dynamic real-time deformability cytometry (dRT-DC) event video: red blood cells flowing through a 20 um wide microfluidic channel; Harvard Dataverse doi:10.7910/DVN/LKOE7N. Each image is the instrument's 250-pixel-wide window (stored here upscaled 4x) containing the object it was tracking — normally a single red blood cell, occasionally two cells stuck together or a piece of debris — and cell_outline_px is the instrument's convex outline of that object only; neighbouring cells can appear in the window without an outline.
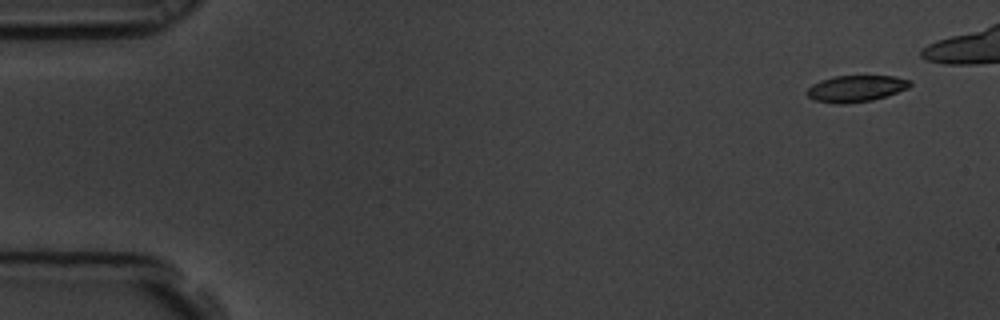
{"species": "common noctule bat (a hibernating species)", "species_latin": "Nyctalus noctula", "temperature_condition": "room temperature", "stored_images_in_passage": 6, "camera_frame_rate_fps": 3000, "um_per_image_px": 0.085, "animal": {"sex": "male", "body_mass_g": 19.5, "forearm_length_mm": 54.6}, "frame": {"image": 1, "passage_image": 1, "time_ms": 0.0, "image_size_px": [1000, 320], "cell_outline_px": [[912, 84], [908, 88], [872, 100], [844, 104], [836, 104], [816, 100], [808, 96], [804, 92], [812, 84], [820, 80], [832, 76], [896, 76], [912, 80]], "centroid_in_image_um": [72.74, 7.52], "position_along_channel_um": 12.3, "area_um2": 15.95}}